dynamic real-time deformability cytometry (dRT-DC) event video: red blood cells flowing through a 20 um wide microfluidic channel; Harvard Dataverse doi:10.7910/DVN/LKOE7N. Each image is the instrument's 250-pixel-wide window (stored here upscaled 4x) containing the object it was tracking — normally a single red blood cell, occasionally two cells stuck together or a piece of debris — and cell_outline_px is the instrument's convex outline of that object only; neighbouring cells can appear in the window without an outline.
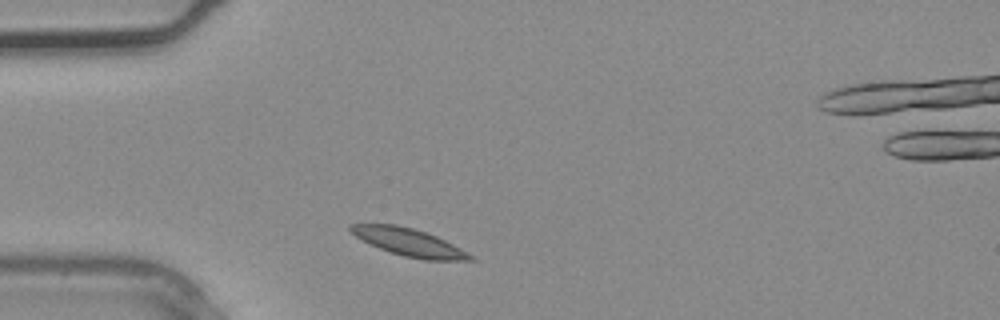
{"species": "common noctule bat (a hibernating species)", "species_latin": "Nyctalus noctula", "temperature_condition": "warm", "stored_images_in_passage": 2, "camera_frame_rate_fps": 3000, "um_per_image_px": 0.085, "animal": {"sex": "male", "body_mass_g": 20.4}, "frame": {"image": 1, "passage_image": 1, "time_ms": 0.0, "image_size_px": [1000, 320], "cell_outline_px": [[476, 260], [424, 260], [404, 256], [380, 248], [356, 236], [348, 228], [348, 224], [396, 224], [412, 228], [436, 236], [476, 256]], "centroid_in_image_um": [34.81, 20.59], "position_along_channel_um": 50.2, "area_um2": 18.9}}